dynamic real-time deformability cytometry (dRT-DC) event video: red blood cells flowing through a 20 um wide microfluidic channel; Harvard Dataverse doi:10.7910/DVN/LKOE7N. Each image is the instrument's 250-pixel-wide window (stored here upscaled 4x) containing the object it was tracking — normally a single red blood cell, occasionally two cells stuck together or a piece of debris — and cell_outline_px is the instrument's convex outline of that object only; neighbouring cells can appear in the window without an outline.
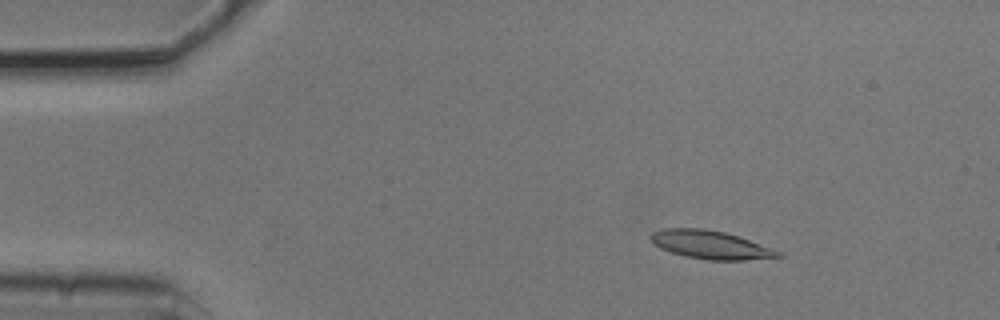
{"species": "common noctule bat (a hibernating species)", "species_latin": "Nyctalus noctula", "temperature_condition": "cold", "stored_images_in_passage": 5, "camera_frame_rate_fps": 3000, "um_per_image_px": 0.085, "animal": {"sex": "male", "body_mass_g": 20.5, "forearm_length_mm": 52.5}, "frame": {"image": 1, "passage_image": 3, "time_ms": 0.667, "image_size_px": [1000, 320], "cell_outline_px": [[784, 256], [744, 260], [708, 260], [684, 256], [660, 248], [648, 236], [652, 232], [664, 228], [704, 228], [724, 232], [748, 240], [780, 252]], "centroid_in_image_um": [60.33, 20.8], "position_along_channel_um": 24.7, "area_um2": 20.63}}